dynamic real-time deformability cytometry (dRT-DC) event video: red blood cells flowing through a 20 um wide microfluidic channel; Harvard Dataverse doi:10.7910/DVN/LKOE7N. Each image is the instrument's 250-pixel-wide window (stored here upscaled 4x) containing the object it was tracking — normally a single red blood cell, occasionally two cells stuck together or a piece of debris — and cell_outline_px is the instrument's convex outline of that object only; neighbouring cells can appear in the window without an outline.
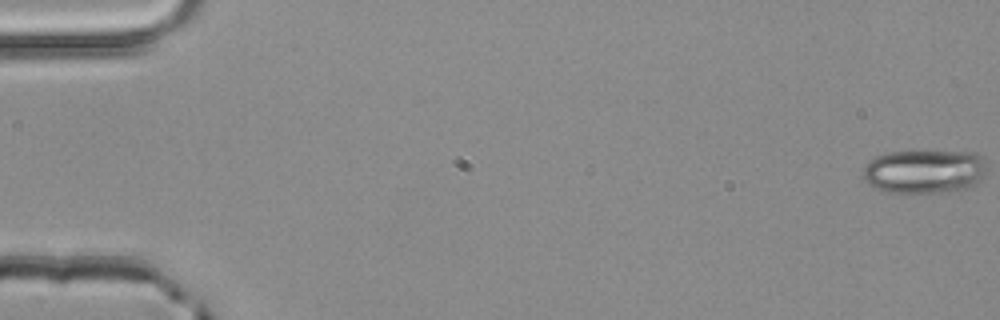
{"species": "common noctule bat (a hibernating species)", "species_latin": "Nyctalus noctula", "temperature_condition": "room temperature", "stored_images_in_passage": 53, "camera_frame_rate_fps": 3000, "um_per_image_px": 0.085, "animal": {"sex": "male", "body_mass_g": 20.4}, "frame": {"image": 1, "passage_image": 1, "time_ms": 0.0, "image_size_px": [1000, 320], "cell_outline_px": [[984, 172], [980, 180], [972, 188], [960, 192], [884, 192], [868, 184], [864, 176], [864, 168], [876, 156], [884, 152], [912, 148], [920, 148], [976, 152], [984, 156]], "centroid_in_image_um": [78.62, 14.51], "position_along_channel_um": 6.4, "area_um2": 33.12}}
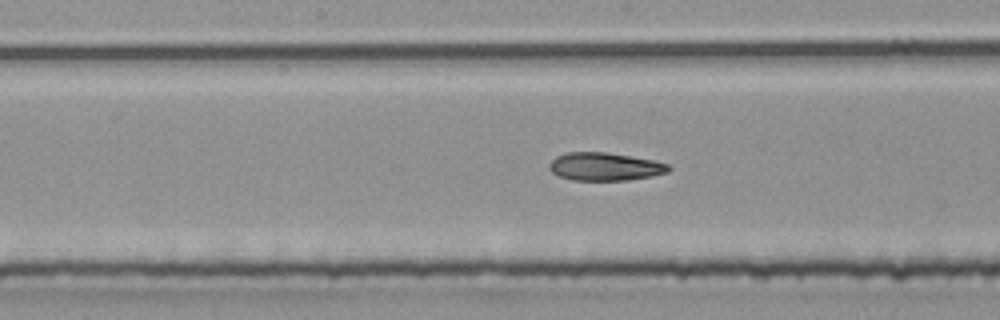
{"frame": {"image": 2, "passage_image": 28, "time_ms": 9.0, "image_size_px": [1000, 320], "cell_outline_px": [[672, 168], [668, 172], [652, 176], [628, 180], [572, 180], [560, 176], [552, 172], [548, 168], [548, 164], [556, 156], [568, 152], [608, 152], [652, 160], [668, 164]], "centroid_in_image_um": [51.41, 14.16], "position_along_channel_um": 196.8, "area_um2": 19.48}}
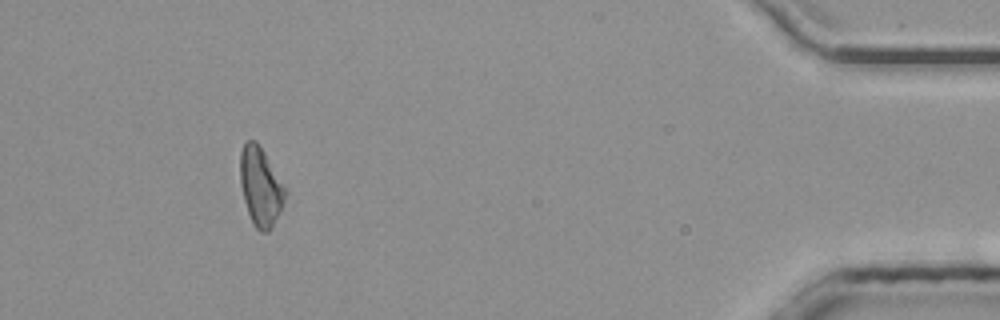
{"frame": {"image": 3, "passage_image": 49, "time_ms": 16.0, "image_size_px": [1000, 320], "cell_outline_px": [[288, 192], [272, 228], [268, 232], [260, 232], [252, 224], [244, 200], [240, 184], [240, 152], [244, 144], [248, 140], [256, 140], [264, 152]], "centroid_in_image_um": [22.14, 15.88], "position_along_channel_um": 413.1, "area_um2": 20.58}, "authors_computed_cell_mechanics": {"area_um2": 20.3456, "velocity_mm_per_s": 4.0322, "shape_relaxation_time_tau1_ms": 7.5762, "shape_relaxation_time_tau2_ms": 4.2053, "deformation_change_tau1": 0.1769, "deformation_change_tau2": 0.1261}}